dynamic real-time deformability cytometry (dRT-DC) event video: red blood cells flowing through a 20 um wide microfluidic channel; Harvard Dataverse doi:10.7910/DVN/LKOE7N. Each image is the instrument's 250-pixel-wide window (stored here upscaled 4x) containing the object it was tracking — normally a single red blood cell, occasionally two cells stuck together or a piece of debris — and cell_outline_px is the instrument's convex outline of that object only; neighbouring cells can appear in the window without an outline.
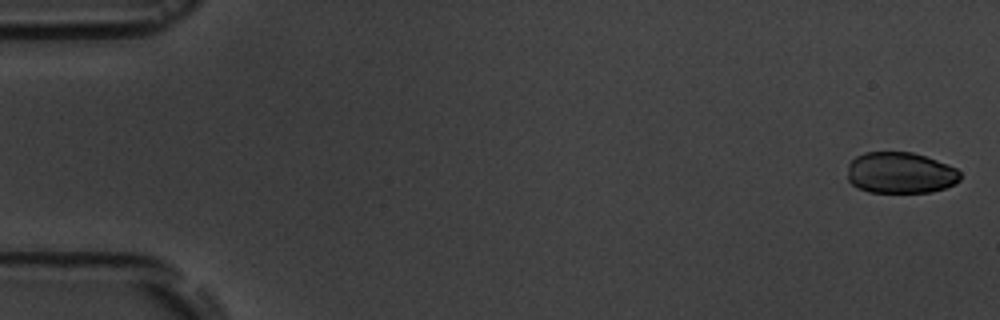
{"species": "common noctule bat (a hibernating species)", "species_latin": "Nyctalus noctula", "temperature_condition": "room temperature", "stored_images_in_passage": 8, "camera_frame_rate_fps": 3000, "um_per_image_px": 0.085, "animal": {"sex": "male", "body_mass_g": 19.5, "forearm_length_mm": 54.6}, "frame": {"image": 1, "passage_image": 1, "time_ms": 0.0, "image_size_px": [1000, 320], "cell_outline_px": [[960, 180], [944, 188], [932, 192], [868, 192], [856, 188], [848, 180], [848, 164], [856, 156], [864, 152], [912, 152], [936, 160], [956, 168], [960, 172]], "centroid_in_image_um": [76.5, 14.69], "position_along_channel_um": 8.5, "area_um2": 27.11}}
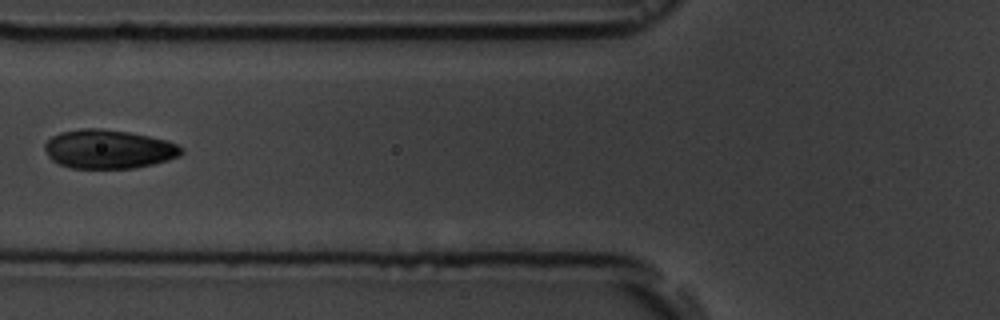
{"frame": {"image": 2, "passage_image": 7, "time_ms": 6.667, "image_size_px": [1000, 320], "cell_outline_px": [[184, 152], [180, 156], [168, 160], [136, 168], [72, 168], [60, 164], [52, 160], [48, 156], [44, 148], [44, 144], [52, 136], [60, 132], [84, 128], [100, 128], [128, 132], [168, 140], [184, 148]], "centroid_in_image_um": [9.24, 12.67], "position_along_channel_um": 116.6, "area_um2": 31.04}}
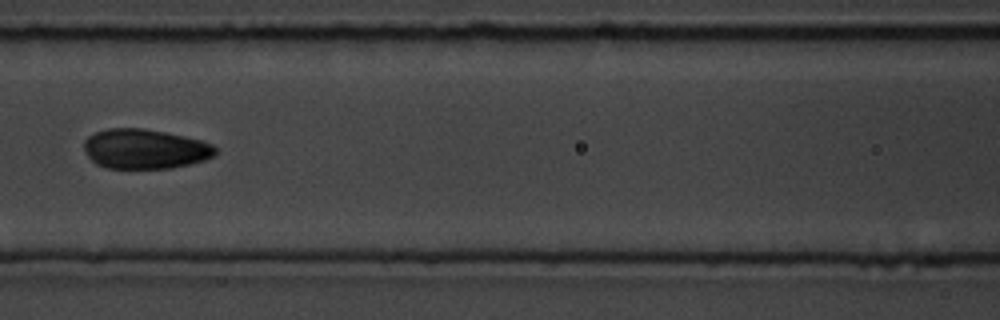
{"frame": {"image": 3, "passage_image": 8, "time_ms": 7.667, "image_size_px": [1000, 320], "cell_outline_px": [[216, 156], [204, 160], [172, 168], [104, 168], [96, 164], [88, 156], [84, 148], [84, 140], [88, 136], [96, 132], [108, 128], [144, 128], [184, 136], [200, 140], [212, 144], [216, 148]], "centroid_in_image_um": [12.31, 12.66], "position_along_channel_um": 154.3, "area_um2": 30.46}}